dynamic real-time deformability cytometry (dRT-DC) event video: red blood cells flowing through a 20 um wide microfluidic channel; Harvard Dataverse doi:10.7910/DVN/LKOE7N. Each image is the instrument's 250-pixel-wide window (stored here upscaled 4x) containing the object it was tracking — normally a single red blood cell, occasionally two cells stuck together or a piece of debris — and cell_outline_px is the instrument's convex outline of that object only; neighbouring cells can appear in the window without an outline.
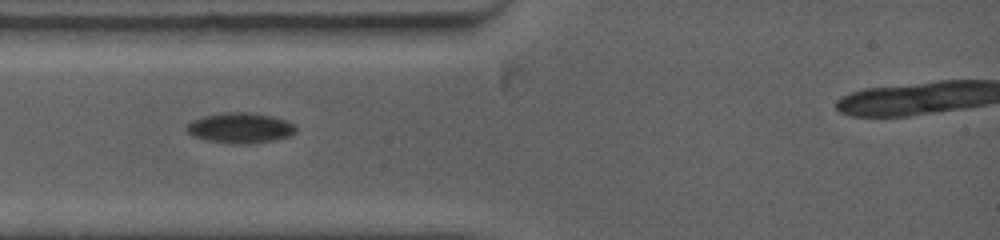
{"species": "common noctule bat (a hibernating species)", "species_latin": "Nyctalus noctula", "temperature_condition": "warm", "stored_images_in_passage": 7, "camera_frame_rate_fps": 5000, "um_per_image_px": 0.085, "animal": {"sex": "female", "body_mass_g": 19.0, "forearm_length_mm": 53.3}, "frame": {"image": 1, "passage_image": 3, "time_ms": 1.6, "image_size_px": [1000, 240], "cell_outline_px": [[296, 132], [292, 136], [272, 140], [248, 144], [232, 144], [204, 140], [192, 136], [184, 128], [192, 120], [204, 116], [224, 112], [248, 112], [272, 116], [288, 120], [296, 124]], "centroid_in_image_um": [20.44, 10.88], "position_along_channel_um": 64.6, "area_um2": 19.65}}
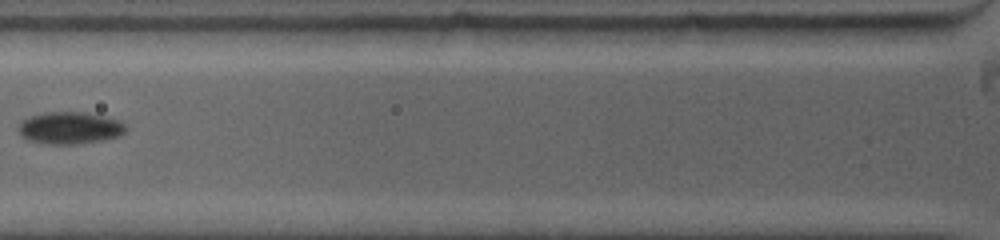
{"frame": {"image": 2, "passage_image": 5, "time_ms": 3.0, "image_size_px": [1000, 240], "cell_outline_px": [[124, 132], [120, 136], [100, 140], [76, 144], [44, 144], [28, 140], [20, 136], [16, 128], [28, 116], [44, 112], [84, 112], [104, 116], [120, 120], [124, 124]], "centroid_in_image_um": [5.88, 10.87], "position_along_channel_um": 119.9, "area_um2": 20.17}}
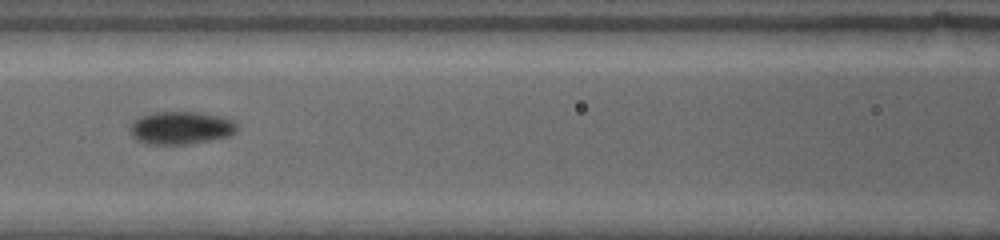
{"frame": {"image": 3, "passage_image": 6, "time_ms": 3.8, "image_size_px": [1000, 240], "cell_outline_px": [[236, 132], [228, 136], [212, 140], [188, 144], [148, 144], [136, 140], [132, 136], [128, 128], [132, 120], [140, 116], [152, 112], [200, 112], [220, 116], [232, 120], [236, 124]], "centroid_in_image_um": [15.32, 10.86], "position_along_channel_um": 151.3, "area_um2": 20.69}}